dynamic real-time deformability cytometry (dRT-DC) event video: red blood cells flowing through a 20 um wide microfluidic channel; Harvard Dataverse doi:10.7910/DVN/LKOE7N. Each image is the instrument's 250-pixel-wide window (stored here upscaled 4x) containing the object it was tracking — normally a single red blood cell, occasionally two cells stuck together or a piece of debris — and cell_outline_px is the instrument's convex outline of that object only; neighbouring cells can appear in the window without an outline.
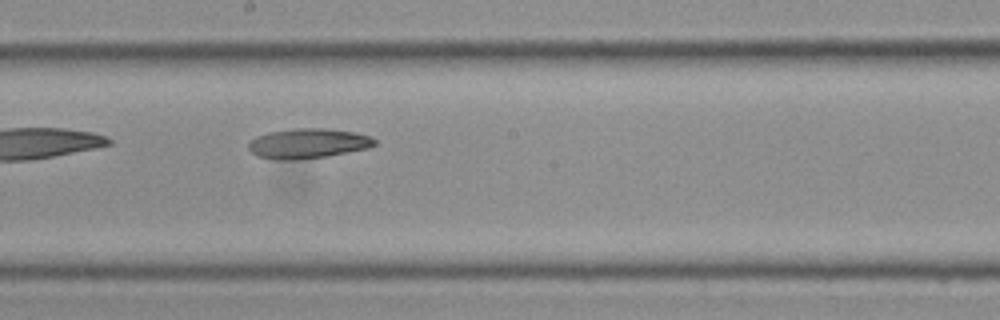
{"species": "Egyptian fruit bat (a non-hibernating species)", "species_latin": "Rousettus aegyptiacus", "temperature_condition": "cold", "stored_images_in_passage": 15, "camera_frame_rate_fps": 3000, "um_per_image_px": 0.085, "frame": {"image": 1, "passage_image": 15, "time_ms": 4.667, "image_size_px": [1000, 320], "cell_outline_px": [[376, 144], [368, 148], [328, 156], [296, 160], [276, 160], [256, 156], [248, 148], [248, 144], [256, 136], [268, 132], [292, 128], [324, 128], [352, 132], [372, 136], [376, 140]], "centroid_in_image_um": [26.16, 12.19], "position_along_channel_um": 222.0, "area_um2": 22.14}}